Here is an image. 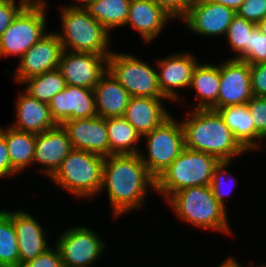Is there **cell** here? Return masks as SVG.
I'll list each match as a JSON object with an SVG mask.
<instances>
[{"label":"cell","mask_w":266,"mask_h":267,"mask_svg":"<svg viewBox=\"0 0 266 267\" xmlns=\"http://www.w3.org/2000/svg\"><path fill=\"white\" fill-rule=\"evenodd\" d=\"M149 190L156 192V179L139 154L105 157L100 194L107 192L112 218L143 208Z\"/></svg>","instance_id":"6da1fadb"},{"label":"cell","mask_w":266,"mask_h":267,"mask_svg":"<svg viewBox=\"0 0 266 267\" xmlns=\"http://www.w3.org/2000/svg\"><path fill=\"white\" fill-rule=\"evenodd\" d=\"M180 120L184 133V147L216 157L219 161H233L249 153L234 137L218 111L189 109Z\"/></svg>","instance_id":"7a4b0ae2"},{"label":"cell","mask_w":266,"mask_h":267,"mask_svg":"<svg viewBox=\"0 0 266 267\" xmlns=\"http://www.w3.org/2000/svg\"><path fill=\"white\" fill-rule=\"evenodd\" d=\"M166 203L173 214L185 224L202 230L222 232L228 236L234 234L227 218V208L216 201L210 185L177 191L166 200Z\"/></svg>","instance_id":"3957f363"},{"label":"cell","mask_w":266,"mask_h":267,"mask_svg":"<svg viewBox=\"0 0 266 267\" xmlns=\"http://www.w3.org/2000/svg\"><path fill=\"white\" fill-rule=\"evenodd\" d=\"M61 32L55 31L65 51L110 55L111 34L82 7L59 8Z\"/></svg>","instance_id":"277c9868"},{"label":"cell","mask_w":266,"mask_h":267,"mask_svg":"<svg viewBox=\"0 0 266 267\" xmlns=\"http://www.w3.org/2000/svg\"><path fill=\"white\" fill-rule=\"evenodd\" d=\"M104 161L101 155L72 149L50 181L76 199L89 201L100 194Z\"/></svg>","instance_id":"5b68a950"},{"label":"cell","mask_w":266,"mask_h":267,"mask_svg":"<svg viewBox=\"0 0 266 267\" xmlns=\"http://www.w3.org/2000/svg\"><path fill=\"white\" fill-rule=\"evenodd\" d=\"M220 161L207 153L184 147L179 156L156 179V193L166 201L173 193L188 187L211 184Z\"/></svg>","instance_id":"8992f818"},{"label":"cell","mask_w":266,"mask_h":267,"mask_svg":"<svg viewBox=\"0 0 266 267\" xmlns=\"http://www.w3.org/2000/svg\"><path fill=\"white\" fill-rule=\"evenodd\" d=\"M142 141L146 150L143 149V153L141 149L139 156L149 173L157 179L184 149L181 122L171 115L160 126L144 135Z\"/></svg>","instance_id":"52a82bcc"},{"label":"cell","mask_w":266,"mask_h":267,"mask_svg":"<svg viewBox=\"0 0 266 267\" xmlns=\"http://www.w3.org/2000/svg\"><path fill=\"white\" fill-rule=\"evenodd\" d=\"M49 5H26L14 18L10 26L0 36V57L21 58L39 41L47 30ZM47 30V31H46Z\"/></svg>","instance_id":"ba28073f"},{"label":"cell","mask_w":266,"mask_h":267,"mask_svg":"<svg viewBox=\"0 0 266 267\" xmlns=\"http://www.w3.org/2000/svg\"><path fill=\"white\" fill-rule=\"evenodd\" d=\"M108 71L131 97L166 98L159 87L157 69L136 55L113 50L108 57Z\"/></svg>","instance_id":"9c48e42d"},{"label":"cell","mask_w":266,"mask_h":267,"mask_svg":"<svg viewBox=\"0 0 266 267\" xmlns=\"http://www.w3.org/2000/svg\"><path fill=\"white\" fill-rule=\"evenodd\" d=\"M68 228V229H67ZM55 240L64 267H92L104 255L107 242L86 226L67 227Z\"/></svg>","instance_id":"30bf717a"},{"label":"cell","mask_w":266,"mask_h":267,"mask_svg":"<svg viewBox=\"0 0 266 267\" xmlns=\"http://www.w3.org/2000/svg\"><path fill=\"white\" fill-rule=\"evenodd\" d=\"M236 12L222 4L208 0H195L180 20L188 31L202 37L225 38Z\"/></svg>","instance_id":"8fae6325"},{"label":"cell","mask_w":266,"mask_h":267,"mask_svg":"<svg viewBox=\"0 0 266 267\" xmlns=\"http://www.w3.org/2000/svg\"><path fill=\"white\" fill-rule=\"evenodd\" d=\"M198 61L194 53L189 51L170 53L168 56H162L155 61L160 90L170 102H181L183 97H181V93H178V89H189L193 71L199 63Z\"/></svg>","instance_id":"7c38bea8"},{"label":"cell","mask_w":266,"mask_h":267,"mask_svg":"<svg viewBox=\"0 0 266 267\" xmlns=\"http://www.w3.org/2000/svg\"><path fill=\"white\" fill-rule=\"evenodd\" d=\"M89 52L63 50L59 70L66 85L93 89L108 70V57Z\"/></svg>","instance_id":"4fadbf2b"},{"label":"cell","mask_w":266,"mask_h":267,"mask_svg":"<svg viewBox=\"0 0 266 267\" xmlns=\"http://www.w3.org/2000/svg\"><path fill=\"white\" fill-rule=\"evenodd\" d=\"M252 97L250 64L234 58H227L221 62L218 101L211 110L244 105Z\"/></svg>","instance_id":"5bb4252c"},{"label":"cell","mask_w":266,"mask_h":267,"mask_svg":"<svg viewBox=\"0 0 266 267\" xmlns=\"http://www.w3.org/2000/svg\"><path fill=\"white\" fill-rule=\"evenodd\" d=\"M62 52L57 34L49 31L19 59L14 73L16 84L21 85L27 78L59 68Z\"/></svg>","instance_id":"9a60e30c"},{"label":"cell","mask_w":266,"mask_h":267,"mask_svg":"<svg viewBox=\"0 0 266 267\" xmlns=\"http://www.w3.org/2000/svg\"><path fill=\"white\" fill-rule=\"evenodd\" d=\"M72 149L91 152L103 157L109 156V139L105 118L94 116L64 121Z\"/></svg>","instance_id":"2e32d148"},{"label":"cell","mask_w":266,"mask_h":267,"mask_svg":"<svg viewBox=\"0 0 266 267\" xmlns=\"http://www.w3.org/2000/svg\"><path fill=\"white\" fill-rule=\"evenodd\" d=\"M58 125L66 120L91 118L97 115L93 89L66 85L49 103Z\"/></svg>","instance_id":"e0dca14e"},{"label":"cell","mask_w":266,"mask_h":267,"mask_svg":"<svg viewBox=\"0 0 266 267\" xmlns=\"http://www.w3.org/2000/svg\"><path fill=\"white\" fill-rule=\"evenodd\" d=\"M71 150L67 132L61 125H57L36 134L33 165L39 164V172L50 179Z\"/></svg>","instance_id":"ac0fdd59"},{"label":"cell","mask_w":266,"mask_h":267,"mask_svg":"<svg viewBox=\"0 0 266 267\" xmlns=\"http://www.w3.org/2000/svg\"><path fill=\"white\" fill-rule=\"evenodd\" d=\"M11 218L19 247V265L35 259L51 247L48 244L46 228L37 222L33 214L16 209L11 211Z\"/></svg>","instance_id":"d6986e66"},{"label":"cell","mask_w":266,"mask_h":267,"mask_svg":"<svg viewBox=\"0 0 266 267\" xmlns=\"http://www.w3.org/2000/svg\"><path fill=\"white\" fill-rule=\"evenodd\" d=\"M173 18L153 0H131L125 26L136 30L144 43L151 44Z\"/></svg>","instance_id":"ffe728a7"},{"label":"cell","mask_w":266,"mask_h":267,"mask_svg":"<svg viewBox=\"0 0 266 267\" xmlns=\"http://www.w3.org/2000/svg\"><path fill=\"white\" fill-rule=\"evenodd\" d=\"M15 101V120L10 126L16 130L39 134L58 124L52 117L49 104L31 97L24 90Z\"/></svg>","instance_id":"44dd1931"},{"label":"cell","mask_w":266,"mask_h":267,"mask_svg":"<svg viewBox=\"0 0 266 267\" xmlns=\"http://www.w3.org/2000/svg\"><path fill=\"white\" fill-rule=\"evenodd\" d=\"M165 99L169 101L167 98L130 97L123 117L143 137L172 115L165 106Z\"/></svg>","instance_id":"7402d4cb"},{"label":"cell","mask_w":266,"mask_h":267,"mask_svg":"<svg viewBox=\"0 0 266 267\" xmlns=\"http://www.w3.org/2000/svg\"><path fill=\"white\" fill-rule=\"evenodd\" d=\"M94 94L97 116H124L131 96L108 70L95 85Z\"/></svg>","instance_id":"603a6c76"},{"label":"cell","mask_w":266,"mask_h":267,"mask_svg":"<svg viewBox=\"0 0 266 267\" xmlns=\"http://www.w3.org/2000/svg\"><path fill=\"white\" fill-rule=\"evenodd\" d=\"M220 87V63H198L193 71L190 89L194 90L197 102L192 109H211L218 101Z\"/></svg>","instance_id":"cb8c5ba5"},{"label":"cell","mask_w":266,"mask_h":267,"mask_svg":"<svg viewBox=\"0 0 266 267\" xmlns=\"http://www.w3.org/2000/svg\"><path fill=\"white\" fill-rule=\"evenodd\" d=\"M109 139V156L139 154L142 137L123 117L105 118Z\"/></svg>","instance_id":"d4e9b609"},{"label":"cell","mask_w":266,"mask_h":267,"mask_svg":"<svg viewBox=\"0 0 266 267\" xmlns=\"http://www.w3.org/2000/svg\"><path fill=\"white\" fill-rule=\"evenodd\" d=\"M5 141L12 168L18 174L33 166L36 134L19 131L7 125Z\"/></svg>","instance_id":"484cf974"},{"label":"cell","mask_w":266,"mask_h":267,"mask_svg":"<svg viewBox=\"0 0 266 267\" xmlns=\"http://www.w3.org/2000/svg\"><path fill=\"white\" fill-rule=\"evenodd\" d=\"M234 137L248 151H254V122L248 105H233L217 110Z\"/></svg>","instance_id":"4316f807"},{"label":"cell","mask_w":266,"mask_h":267,"mask_svg":"<svg viewBox=\"0 0 266 267\" xmlns=\"http://www.w3.org/2000/svg\"><path fill=\"white\" fill-rule=\"evenodd\" d=\"M131 0H91L83 8L110 33L125 27Z\"/></svg>","instance_id":"83f0119b"},{"label":"cell","mask_w":266,"mask_h":267,"mask_svg":"<svg viewBox=\"0 0 266 267\" xmlns=\"http://www.w3.org/2000/svg\"><path fill=\"white\" fill-rule=\"evenodd\" d=\"M25 92L41 102L49 104L52 98L66 87L65 79L57 68L24 80Z\"/></svg>","instance_id":"f1b7e54d"},{"label":"cell","mask_w":266,"mask_h":267,"mask_svg":"<svg viewBox=\"0 0 266 267\" xmlns=\"http://www.w3.org/2000/svg\"><path fill=\"white\" fill-rule=\"evenodd\" d=\"M0 267H19V247L9 209H0Z\"/></svg>","instance_id":"f546056e"},{"label":"cell","mask_w":266,"mask_h":267,"mask_svg":"<svg viewBox=\"0 0 266 267\" xmlns=\"http://www.w3.org/2000/svg\"><path fill=\"white\" fill-rule=\"evenodd\" d=\"M256 23L235 15L228 27L226 40L230 50L235 53L231 58L246 60V46H249L250 32Z\"/></svg>","instance_id":"4dcf8cb0"},{"label":"cell","mask_w":266,"mask_h":267,"mask_svg":"<svg viewBox=\"0 0 266 267\" xmlns=\"http://www.w3.org/2000/svg\"><path fill=\"white\" fill-rule=\"evenodd\" d=\"M232 163H233V161H220V163L215 167V169L213 171V177H212L211 184H210L214 198L224 208L227 207V205L225 204L226 197L228 195L232 194L231 193L232 188H234L235 185L237 184L236 182H238V181H236L237 180L236 177L232 176V172L227 170V168L230 167V165ZM226 176L227 177L229 176L228 179L231 177L233 178L232 179L233 181L231 180V183H230V180L228 181V179H227V182H229L230 186L226 185V184H228V183H226ZM225 185H226V187H225ZM227 186L230 188H228Z\"/></svg>","instance_id":"1f68e13d"},{"label":"cell","mask_w":266,"mask_h":267,"mask_svg":"<svg viewBox=\"0 0 266 267\" xmlns=\"http://www.w3.org/2000/svg\"><path fill=\"white\" fill-rule=\"evenodd\" d=\"M247 105L254 122V150L258 151L266 141V97L253 96Z\"/></svg>","instance_id":"d6a6232c"},{"label":"cell","mask_w":266,"mask_h":267,"mask_svg":"<svg viewBox=\"0 0 266 267\" xmlns=\"http://www.w3.org/2000/svg\"><path fill=\"white\" fill-rule=\"evenodd\" d=\"M245 61L250 65L266 63V35L261 32L258 26L250 32Z\"/></svg>","instance_id":"836d02e7"},{"label":"cell","mask_w":266,"mask_h":267,"mask_svg":"<svg viewBox=\"0 0 266 267\" xmlns=\"http://www.w3.org/2000/svg\"><path fill=\"white\" fill-rule=\"evenodd\" d=\"M236 15L258 24L266 17V0H244Z\"/></svg>","instance_id":"e575fe53"},{"label":"cell","mask_w":266,"mask_h":267,"mask_svg":"<svg viewBox=\"0 0 266 267\" xmlns=\"http://www.w3.org/2000/svg\"><path fill=\"white\" fill-rule=\"evenodd\" d=\"M19 267H64V265L58 248L52 245L35 259L27 261Z\"/></svg>","instance_id":"d590c367"},{"label":"cell","mask_w":266,"mask_h":267,"mask_svg":"<svg viewBox=\"0 0 266 267\" xmlns=\"http://www.w3.org/2000/svg\"><path fill=\"white\" fill-rule=\"evenodd\" d=\"M25 6L20 0H0V36Z\"/></svg>","instance_id":"8d00e7d4"},{"label":"cell","mask_w":266,"mask_h":267,"mask_svg":"<svg viewBox=\"0 0 266 267\" xmlns=\"http://www.w3.org/2000/svg\"><path fill=\"white\" fill-rule=\"evenodd\" d=\"M251 91L255 97H266V63L250 65Z\"/></svg>","instance_id":"74e56055"},{"label":"cell","mask_w":266,"mask_h":267,"mask_svg":"<svg viewBox=\"0 0 266 267\" xmlns=\"http://www.w3.org/2000/svg\"><path fill=\"white\" fill-rule=\"evenodd\" d=\"M159 7H161L167 14H169L174 21L181 20L190 5L195 0H153Z\"/></svg>","instance_id":"f35d334b"},{"label":"cell","mask_w":266,"mask_h":267,"mask_svg":"<svg viewBox=\"0 0 266 267\" xmlns=\"http://www.w3.org/2000/svg\"><path fill=\"white\" fill-rule=\"evenodd\" d=\"M18 173L12 168L5 141V128L0 127V179L16 176Z\"/></svg>","instance_id":"ab89813d"},{"label":"cell","mask_w":266,"mask_h":267,"mask_svg":"<svg viewBox=\"0 0 266 267\" xmlns=\"http://www.w3.org/2000/svg\"><path fill=\"white\" fill-rule=\"evenodd\" d=\"M208 1L222 4L236 11L244 0H208Z\"/></svg>","instance_id":"60d3db41"},{"label":"cell","mask_w":266,"mask_h":267,"mask_svg":"<svg viewBox=\"0 0 266 267\" xmlns=\"http://www.w3.org/2000/svg\"><path fill=\"white\" fill-rule=\"evenodd\" d=\"M228 257L229 258L226 257V259L221 264H219L218 267H244L243 265L240 264V262L238 263L236 258L234 257L232 258L231 256H228ZM245 267H252V266L250 265V266H245ZM253 267H261V266L256 265Z\"/></svg>","instance_id":"b9f144b4"},{"label":"cell","mask_w":266,"mask_h":267,"mask_svg":"<svg viewBox=\"0 0 266 267\" xmlns=\"http://www.w3.org/2000/svg\"><path fill=\"white\" fill-rule=\"evenodd\" d=\"M75 2L73 3H68L67 5L65 4L64 7H84L86 6L91 0H74Z\"/></svg>","instance_id":"7bdbcfd3"},{"label":"cell","mask_w":266,"mask_h":267,"mask_svg":"<svg viewBox=\"0 0 266 267\" xmlns=\"http://www.w3.org/2000/svg\"><path fill=\"white\" fill-rule=\"evenodd\" d=\"M26 5H48L47 0H20Z\"/></svg>","instance_id":"ee69618b"},{"label":"cell","mask_w":266,"mask_h":267,"mask_svg":"<svg viewBox=\"0 0 266 267\" xmlns=\"http://www.w3.org/2000/svg\"><path fill=\"white\" fill-rule=\"evenodd\" d=\"M261 32L266 35V17L257 24Z\"/></svg>","instance_id":"f6af8a7d"}]
</instances>
